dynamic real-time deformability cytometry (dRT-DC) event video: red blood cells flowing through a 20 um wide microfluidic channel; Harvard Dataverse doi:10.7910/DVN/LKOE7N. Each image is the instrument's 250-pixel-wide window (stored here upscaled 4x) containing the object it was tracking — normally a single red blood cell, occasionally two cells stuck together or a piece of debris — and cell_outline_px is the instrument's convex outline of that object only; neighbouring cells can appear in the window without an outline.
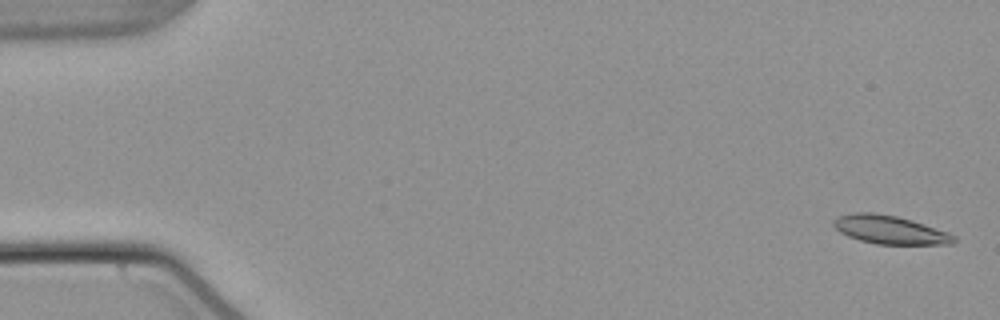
{"species": "common noctule bat (a hibernating species)", "species_latin": "Nyctalus noctula", "temperature_condition": "warm", "stored_images_in_passage": 55, "camera_frame_rate_fps": 3000, "um_per_image_px": 0.085, "animal": {"sex": "male", "body_mass_g": 21.5, "forearm_length_mm": 52.0}, "frame": {"image": 1, "passage_image": 2, "time_ms": 0.333, "image_size_px": [1000, 320], "cell_outline_px": [[956, 240], [952, 244], [876, 244], [860, 240], [848, 236], [840, 232], [832, 224], [832, 220], [836, 216], [856, 212], [876, 212], [896, 216], [912, 220], [948, 232], [956, 236]], "centroid_in_image_um": [75.62, 19.52], "position_along_channel_um": 9.4, "area_um2": 20.0}}
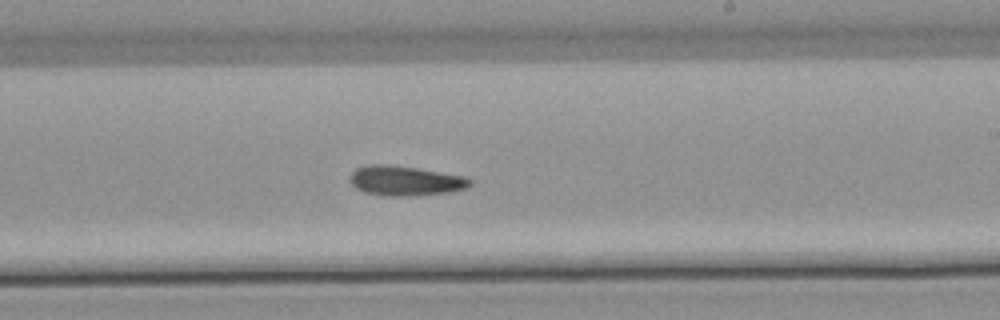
{"frame": {"image": 2, "passage_image": 33, "time_ms": 10.667, "image_size_px": [1000, 320], "cell_outline_px": [[472, 184], [464, 188], [448, 192], [416, 196], [380, 196], [364, 192], [356, 188], [348, 180], [348, 176], [356, 168], [368, 164], [388, 164], [416, 168], [468, 176], [472, 180]], "centroid_in_image_um": [34.42, 15.36], "position_along_channel_um": 254.6, "area_um2": 21.21}}
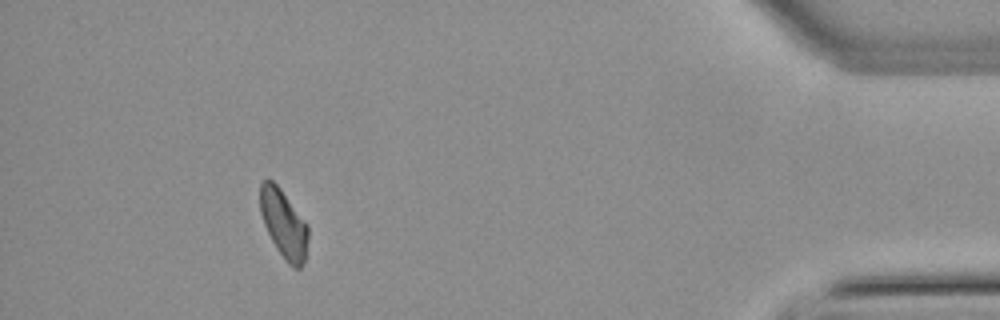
{"frame": {"image": 3, "passage_image": 50, "time_ms": 16.333, "image_size_px": [1000, 320], "cell_outline_px": [[308, 236], [304, 260], [300, 268], [292, 268], [288, 264], [276, 248], [264, 224], [260, 212], [260, 184], [264, 180], [272, 180], [280, 188], [308, 224]], "centroid_in_image_um": [24.11, 19.02], "position_along_channel_um": 411.1, "area_um2": 18.96}}